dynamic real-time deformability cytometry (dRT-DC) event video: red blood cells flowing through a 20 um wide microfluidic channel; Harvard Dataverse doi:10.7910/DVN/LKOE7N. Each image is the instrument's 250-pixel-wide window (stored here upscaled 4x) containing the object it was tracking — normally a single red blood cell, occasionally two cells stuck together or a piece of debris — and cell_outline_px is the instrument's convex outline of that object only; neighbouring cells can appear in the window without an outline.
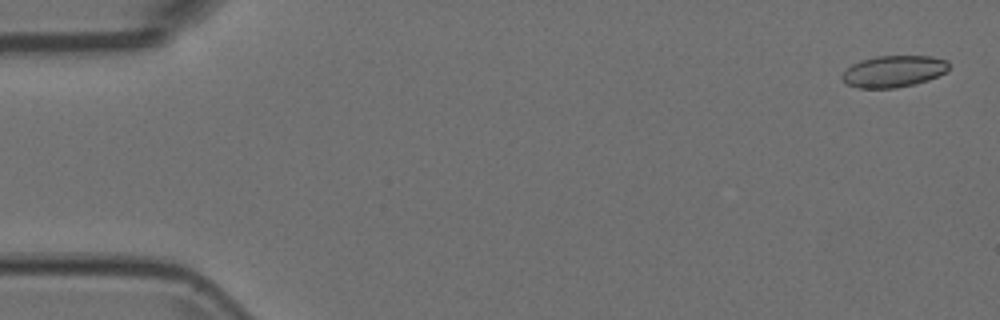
{"species": "Egyptian fruit bat (a non-hibernating species)", "species_latin": "Rousettus aegyptiacus", "temperature_condition": "room temperature", "stored_images_in_passage": 54, "camera_frame_rate_fps": 3000, "um_per_image_px": 0.085, "animal": {"sex": "female"}, "frame": {"image": 1, "passage_image": 2, "time_ms": 0.333, "image_size_px": [1000, 320], "cell_outline_px": [[948, 68], [944, 72], [928, 80], [916, 84], [896, 88], [860, 88], [848, 84], [840, 76], [852, 64], [860, 60], [876, 56], [932, 56], [948, 60]], "centroid_in_image_um": [75.96, 6.06], "position_along_channel_um": 9.0, "area_um2": 19.59}}
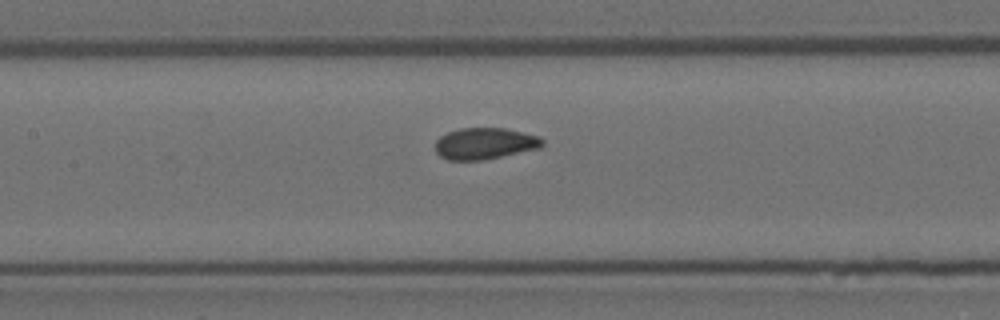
{"frame": {"image": 2, "passage_image": 25, "time_ms": 8.0, "image_size_px": [1000, 320], "cell_outline_px": [[544, 144], [540, 148], [480, 160], [448, 160], [440, 156], [436, 152], [436, 140], [440, 136], [448, 132], [460, 128], [504, 128], [540, 136], [544, 140]], "centroid_in_image_um": [41.21, 12.19], "position_along_channel_um": 166.2, "area_um2": 19.54}}
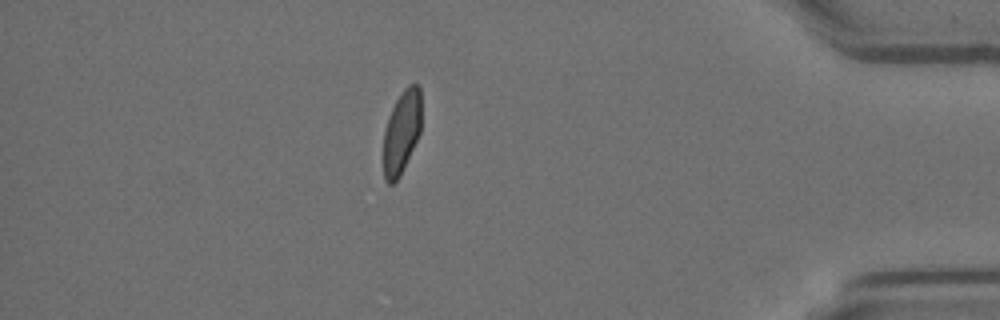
{"frame": {"image": 3, "passage_image": 47, "time_ms": 15.333, "image_size_px": [1000, 320], "cell_outline_px": [[420, 132], [400, 176], [392, 184], [388, 184], [384, 180], [384, 132], [388, 116], [400, 92], [408, 84], [416, 84], [420, 88]], "centroid_in_image_um": [34.12, 11.21], "position_along_channel_um": 401.1, "area_um2": 18.21}}